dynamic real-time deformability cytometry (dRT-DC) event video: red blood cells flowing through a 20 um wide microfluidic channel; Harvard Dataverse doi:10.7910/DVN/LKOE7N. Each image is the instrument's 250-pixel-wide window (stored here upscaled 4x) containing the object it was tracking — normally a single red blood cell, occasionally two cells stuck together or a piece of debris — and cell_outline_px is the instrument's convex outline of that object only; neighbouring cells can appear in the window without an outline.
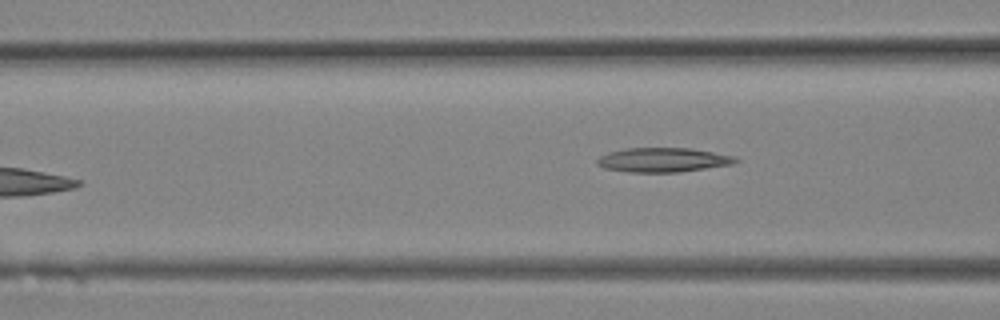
{"species": "Egyptian fruit bat (a non-hibernating species)", "species_latin": "Rousettus aegyptiacus", "temperature_condition": "room temperature", "stored_images_in_passage": 11, "segment_of_instrument_passage": [2, 2], "camera_frame_rate_fps": 3000, "um_per_image_px": 0.085, "animal": {"sex": "female"}, "frame": {"image": 1, "passage_image": 11, "time_ms": 3.333, "image_size_px": [1000, 320], "cell_outline_px": [[740, 160], [732, 164], [680, 172], [628, 172], [604, 168], [596, 164], [596, 160], [600, 156], [608, 152], [628, 148], [688, 148], [712, 152], [732, 156]], "centroid_in_image_um": [56.31, 13.59], "position_along_channel_um": 110.3, "area_um2": 19.48}}